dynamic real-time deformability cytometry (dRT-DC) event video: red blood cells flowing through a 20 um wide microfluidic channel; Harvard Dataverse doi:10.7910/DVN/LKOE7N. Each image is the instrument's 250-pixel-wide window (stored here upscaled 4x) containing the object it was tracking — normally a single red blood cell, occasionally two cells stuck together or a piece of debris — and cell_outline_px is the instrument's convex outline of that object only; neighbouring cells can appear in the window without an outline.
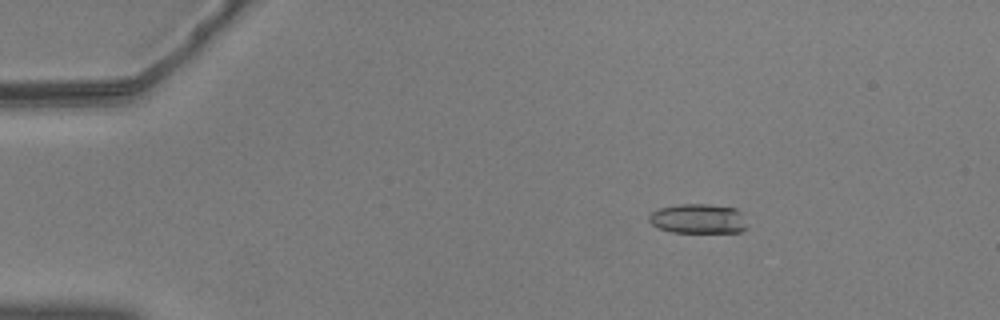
{"species": "common noctule bat (a hibernating species)", "species_latin": "Nyctalus noctula", "temperature_condition": "warm", "stored_images_in_passage": 25, "camera_frame_rate_fps": 3000, "um_per_image_px": 0.085, "animal": {"sex": "male", "body_mass_g": 20.5, "forearm_length_mm": 52.5}, "frame": {"image": 1, "passage_image": 10, "time_ms": 3.0, "image_size_px": [1000, 320], "cell_outline_px": [[748, 228], [740, 232], [672, 232], [660, 228], [652, 224], [648, 220], [648, 216], [652, 212], [660, 208], [680, 204], [708, 204], [736, 208], [740, 212]], "centroid_in_image_um": [59.36, 18.59], "position_along_channel_um": 25.6, "area_um2": 16.88}}
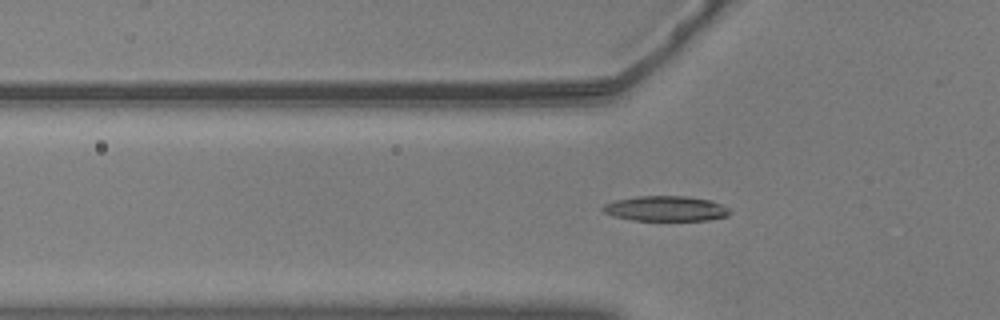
{"frame": {"image": 2, "passage_image": 20, "time_ms": 6.333, "image_size_px": [1000, 320], "cell_outline_px": [[732, 212], [728, 216], [708, 220], [632, 220], [616, 216], [604, 212], [600, 208], [604, 204], [616, 200], [636, 196], [688, 196], [712, 200], [728, 208]], "centroid_in_image_um": [56.62, 17.72], "position_along_channel_um": 69.2, "area_um2": 18.61}}
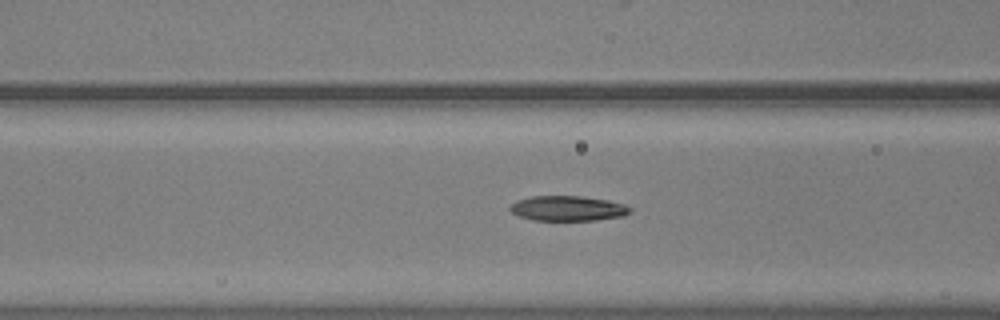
{"frame": {"image": 3, "passage_image": 24, "time_ms": 7.667, "image_size_px": [1000, 320], "cell_outline_px": [[632, 208], [624, 216], [596, 220], [532, 220], [520, 216], [512, 212], [508, 208], [516, 200], [532, 196], [580, 196], [608, 200], [624, 204]], "centroid_in_image_um": [48.25, 17.71], "position_along_channel_um": 118.3, "area_um2": 17.46}}